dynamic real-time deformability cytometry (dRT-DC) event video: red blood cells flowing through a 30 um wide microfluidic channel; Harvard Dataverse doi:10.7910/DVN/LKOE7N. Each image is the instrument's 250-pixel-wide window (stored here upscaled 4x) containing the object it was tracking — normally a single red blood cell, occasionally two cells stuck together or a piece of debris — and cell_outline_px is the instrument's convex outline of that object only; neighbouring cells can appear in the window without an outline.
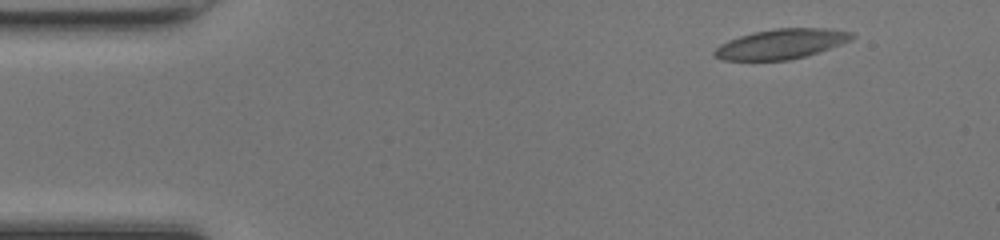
{"species": "common noctule bat (a hibernating species)", "species_latin": "Nyctalus noctula", "temperature_condition": "room temperature", "stored_images_in_passage": 44, "camera_frame_rate_fps": 3000, "um_per_image_px": 0.085, "animal": {"sex": "female", "body_mass_g": 17.0, "forearm_length_mm": 48.0}, "frame": {"image": 1, "passage_image": 1, "time_ms": 0.0, "image_size_px": [1000, 240], "cell_outline_px": [[856, 36], [840, 44], [820, 52], [788, 60], [720, 60], [712, 52], [720, 44], [728, 40], [740, 36], [756, 32], [776, 28], [828, 28], [852, 32]], "centroid_in_image_um": [66.4, 3.73], "position_along_channel_um": 18.6, "area_um2": 23.76}}
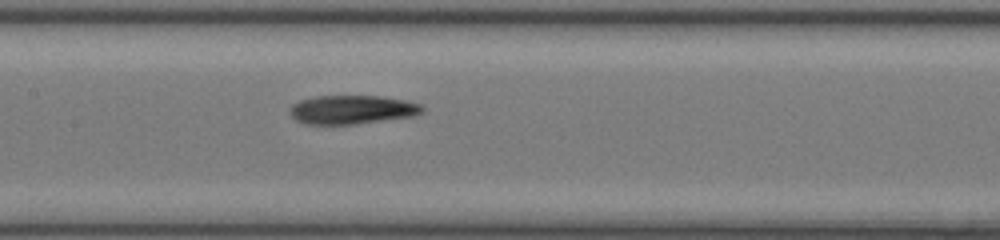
{"frame": {"image": 2, "passage_image": 19, "time_ms": 6.0, "image_size_px": [1000, 240], "cell_outline_px": [[424, 108], [420, 112], [412, 116], [356, 124], [304, 124], [296, 120], [288, 112], [292, 104], [300, 100], [316, 96], [380, 96], [404, 100], [420, 104]], "centroid_in_image_um": [29.87, 9.32], "position_along_channel_um": 177.5, "area_um2": 22.08}}
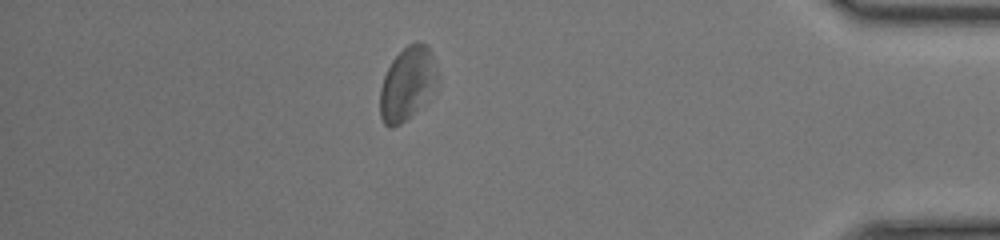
{"frame": {"image": 3, "passage_image": 38, "time_ms": 12.333, "image_size_px": [1000, 240], "cell_outline_px": [[440, 80], [416, 108], [400, 124], [392, 128], [388, 128], [384, 124], [380, 116], [380, 88], [384, 76], [392, 60], [408, 44], [428, 44], [432, 52], [440, 76]], "centroid_in_image_um": [34.62, 7.08], "position_along_channel_um": 400.6, "area_um2": 24.04}, "authors_computed_cell_mechanics": {"area_um2": 23.0333, "velocity_mm_per_s": 4.226, "shape_relaxation_time_tau1_ms": 3.163, "shape_relaxation_time_tau2_ms": 6.0424, "deformation_change_tau1": 0.1256, "deformation_change_tau2": 0.1765}}